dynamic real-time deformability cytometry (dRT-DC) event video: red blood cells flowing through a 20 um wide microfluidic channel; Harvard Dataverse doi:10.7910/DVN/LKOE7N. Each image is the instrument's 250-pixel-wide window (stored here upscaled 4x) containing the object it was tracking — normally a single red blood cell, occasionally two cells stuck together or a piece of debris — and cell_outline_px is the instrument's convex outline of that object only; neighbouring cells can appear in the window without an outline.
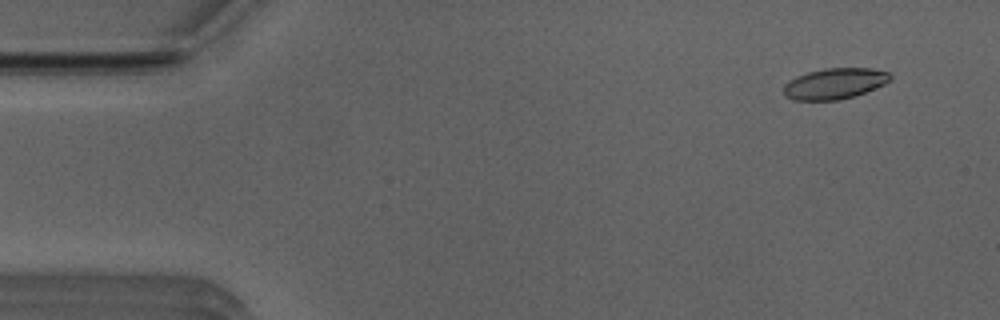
{"species": "Egyptian fruit bat (a non-hibernating species)", "species_latin": "Rousettus aegyptiacus", "temperature_condition": "room temperature", "stored_images_in_passage": 52, "camera_frame_rate_fps": 3000, "um_per_image_px": 0.085, "animal": {"sex": "male"}, "frame": {"image": 1, "passage_image": 4, "time_ms": 1.0, "image_size_px": [1000, 320], "cell_outline_px": [[892, 80], [884, 84], [856, 96], [840, 100], [792, 100], [784, 96], [784, 84], [788, 80], [796, 76], [808, 72], [824, 68], [872, 68], [888, 72], [892, 76]], "centroid_in_image_um": [70.94, 7.11], "position_along_channel_um": 14.1, "area_um2": 19.42}}
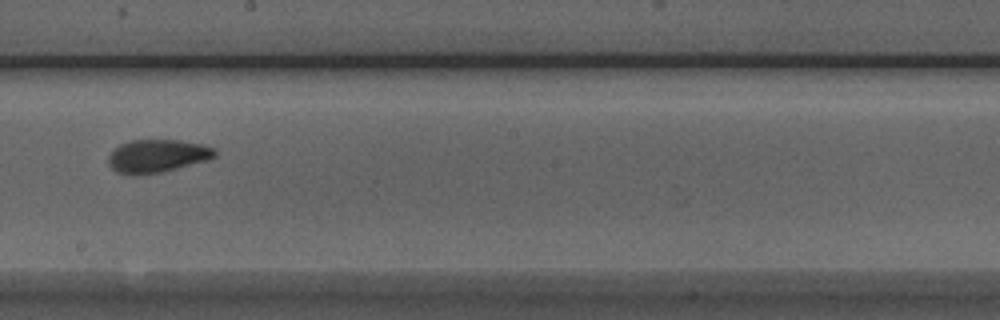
{"frame": {"image": 2, "passage_image": 29, "time_ms": 9.333, "image_size_px": [1000, 320], "cell_outline_px": [[216, 156], [208, 160], [160, 172], [116, 172], [108, 164], [108, 156], [120, 144], [132, 140], [180, 140], [204, 144], [216, 148]], "centroid_in_image_um": [13.43, 13.21], "position_along_channel_um": 234.8, "area_um2": 19.94}}
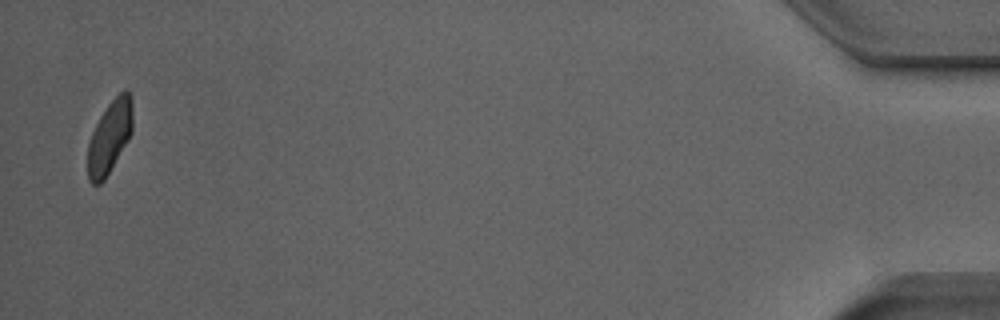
{"frame": {"image": 3, "passage_image": 51, "time_ms": 16.667, "image_size_px": [1000, 320], "cell_outline_px": [[132, 132], [128, 140], [104, 180], [100, 184], [92, 184], [88, 180], [88, 144], [92, 132], [100, 116], [108, 104], [124, 88], [128, 88], [132, 96]], "centroid_in_image_um": [9.33, 11.6], "position_along_channel_um": 425.9, "area_um2": 19.02}}